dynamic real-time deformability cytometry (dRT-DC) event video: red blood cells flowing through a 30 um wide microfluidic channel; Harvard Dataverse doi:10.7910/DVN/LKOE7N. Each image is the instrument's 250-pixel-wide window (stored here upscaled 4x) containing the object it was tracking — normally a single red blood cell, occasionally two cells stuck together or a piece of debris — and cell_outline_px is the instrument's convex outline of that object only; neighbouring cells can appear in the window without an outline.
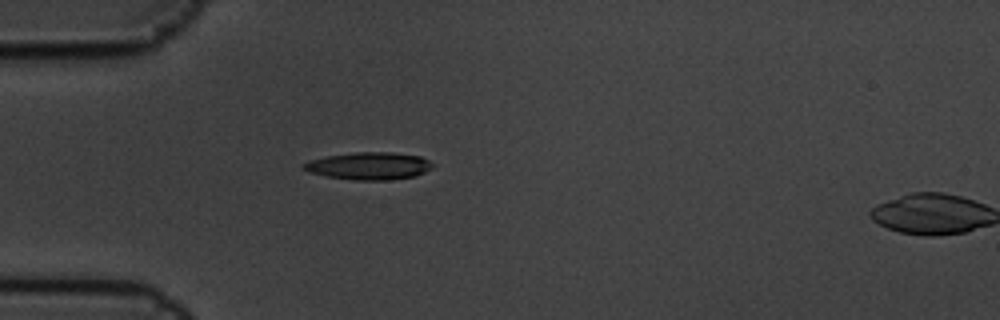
{"species": "common noctule bat (a hibernating species)", "species_latin": "Nyctalus noctula", "temperature_condition": "cold", "stored_images_in_passage": 2, "camera_frame_rate_fps": 3000, "um_per_image_px": 0.085, "animal": {"sex": "male", "body_mass_g": 19.5, "forearm_length_mm": 54.6}, "frame": {"image": 1, "passage_image": 1, "time_ms": 0.0, "image_size_px": [1000, 320], "cell_outline_px": [[432, 168], [416, 176], [388, 180], [356, 180], [328, 176], [308, 172], [300, 168], [300, 164], [324, 156], [356, 152], [392, 152], [420, 156], [428, 160], [432, 164]], "centroid_in_image_um": [31.33, 14.1], "position_along_channel_um": 53.7, "area_um2": 20.63}}